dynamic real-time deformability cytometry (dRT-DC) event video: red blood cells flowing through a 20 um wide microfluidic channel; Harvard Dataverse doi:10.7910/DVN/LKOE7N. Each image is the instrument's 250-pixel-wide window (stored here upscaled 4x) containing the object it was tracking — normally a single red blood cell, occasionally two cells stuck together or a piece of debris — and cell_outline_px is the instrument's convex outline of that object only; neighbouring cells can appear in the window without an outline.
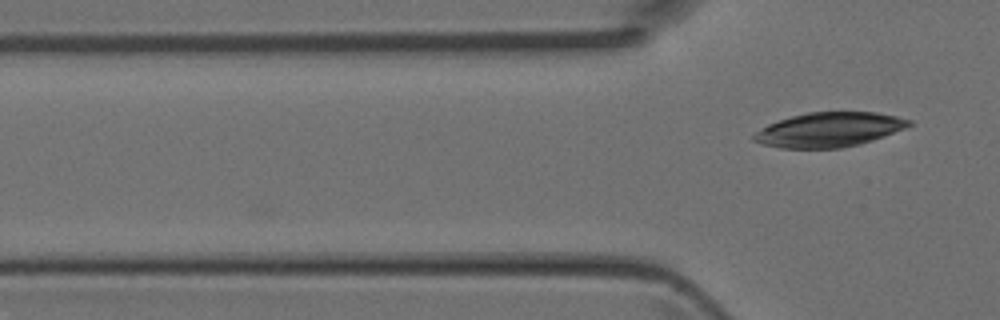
{"species": "Egyptian fruit bat (a non-hibernating species)", "species_latin": "Rousettus aegyptiacus", "temperature_condition": "room temperature", "stored_images_in_passage": 2, "camera_frame_rate_fps": 3000, "um_per_image_px": 0.085, "animal": {"sex": "female"}, "frame": {"image": 1, "passage_image": 2, "time_ms": 0.333, "image_size_px": [1000, 320], "cell_outline_px": [[912, 124], [904, 128], [884, 136], [860, 144], [840, 148], [780, 148], [764, 144], [752, 140], [752, 136], [756, 132], [768, 124], [792, 116], [808, 112], [876, 112], [896, 116], [912, 120]], "centroid_in_image_um": [70.47, 11.02], "position_along_channel_um": 55.3, "area_um2": 30.98}}